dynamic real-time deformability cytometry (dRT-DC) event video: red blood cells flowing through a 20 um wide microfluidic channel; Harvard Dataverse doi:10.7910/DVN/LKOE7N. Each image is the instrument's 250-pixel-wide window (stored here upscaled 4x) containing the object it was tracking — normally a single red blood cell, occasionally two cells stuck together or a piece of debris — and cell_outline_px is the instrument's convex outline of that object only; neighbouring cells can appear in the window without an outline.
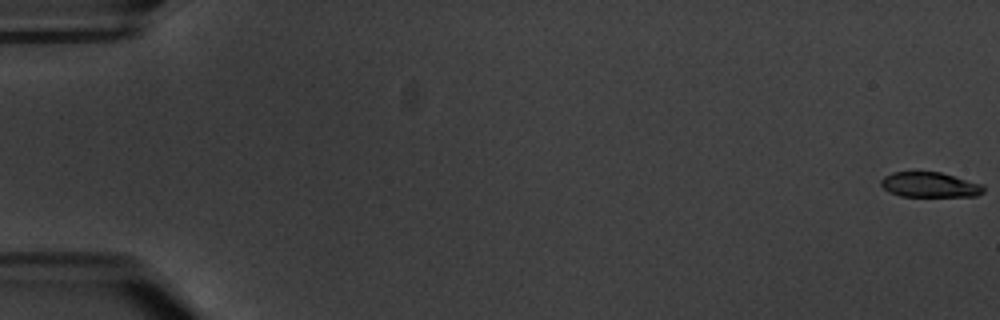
{"species": "common noctule bat (a hibernating species)", "species_latin": "Nyctalus noctula", "temperature_condition": "warm", "stored_images_in_passage": 6, "camera_frame_rate_fps": 3000, "um_per_image_px": 0.085, "animal": {"sex": "male", "body_mass_g": 20.1, "forearm_length_mm": 53.5}, "frame": {"image": 1, "passage_image": 1, "time_ms": 0.0, "image_size_px": [1000, 320], "cell_outline_px": [[984, 192], [976, 196], [900, 196], [888, 192], [880, 184], [880, 180], [884, 176], [892, 172], [940, 172], [984, 184]], "centroid_in_image_um": [79.03, 15.7], "position_along_channel_um": 6.0, "area_um2": 15.09}}
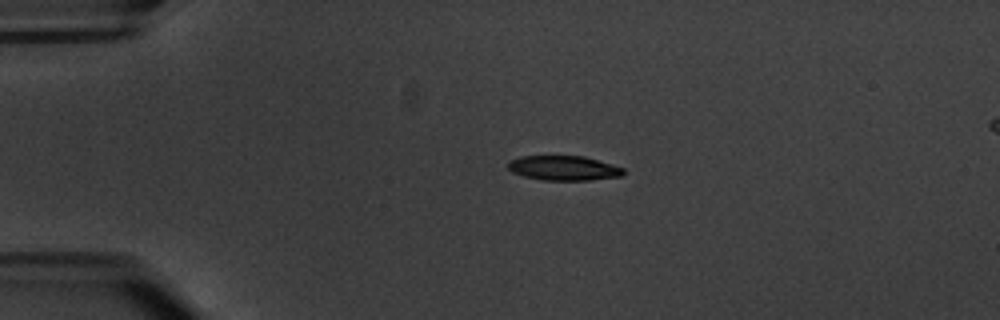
{"frame": {"image": 2, "passage_image": 4, "time_ms": 4.667, "image_size_px": [1000, 320], "cell_outline_px": [[624, 172], [620, 176], [592, 180], [540, 180], [524, 176], [512, 172], [508, 168], [508, 160], [520, 156], [584, 156], [612, 164], [624, 168]], "centroid_in_image_um": [47.89, 14.28], "position_along_channel_um": 37.1, "area_um2": 16.65}}